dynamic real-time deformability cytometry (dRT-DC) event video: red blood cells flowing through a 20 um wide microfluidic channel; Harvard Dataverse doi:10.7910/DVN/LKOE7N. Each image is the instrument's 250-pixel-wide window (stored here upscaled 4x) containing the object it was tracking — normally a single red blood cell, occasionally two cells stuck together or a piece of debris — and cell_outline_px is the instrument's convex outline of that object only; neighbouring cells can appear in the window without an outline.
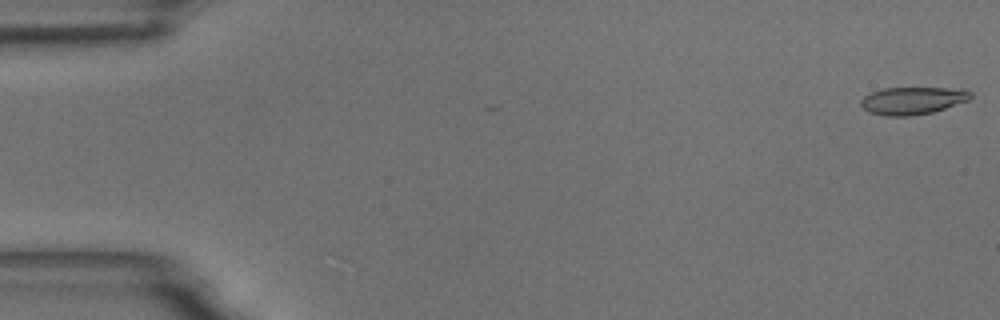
{"species": "common noctule bat (a hibernating species)", "species_latin": "Nyctalus noctula", "temperature_condition": "room temperature", "stored_images_in_passage": 7, "camera_frame_rate_fps": 3000, "um_per_image_px": 0.085, "animal": {"sex": "male", "body_mass_g": 18.8}, "frame": {"image": 1, "passage_image": 1, "time_ms": 0.0, "image_size_px": [1000, 320], "cell_outline_px": [[972, 96], [968, 100], [932, 112], [908, 116], [888, 116], [868, 112], [860, 104], [860, 100], [864, 96], [872, 92], [884, 88], [964, 88], [972, 92]], "centroid_in_image_um": [77.57, 8.54], "position_along_channel_um": 7.4, "area_um2": 17.51}}